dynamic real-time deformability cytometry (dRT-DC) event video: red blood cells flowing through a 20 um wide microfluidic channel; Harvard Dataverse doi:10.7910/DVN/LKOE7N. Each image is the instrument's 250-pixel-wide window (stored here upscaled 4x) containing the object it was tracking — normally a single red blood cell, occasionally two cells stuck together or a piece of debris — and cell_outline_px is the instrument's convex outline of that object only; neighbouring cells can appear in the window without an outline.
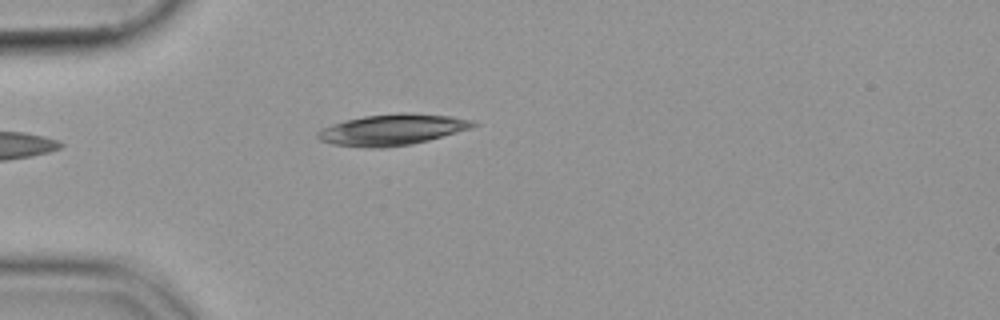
{"species": "common noctule bat (a hibernating species)", "species_latin": "Nyctalus noctula", "temperature_condition": "cold", "stored_images_in_passage": 40, "camera_frame_rate_fps": 3000, "um_per_image_px": 0.085, "animal": {"sex": "female", "body_mass_g": 19.9}, "frame": {"image": 1, "passage_image": 1, "time_ms": 0.0, "image_size_px": [1000, 320], "cell_outline_px": [[480, 124], [472, 128], [428, 140], [412, 144], [384, 148], [368, 148], [332, 144], [320, 140], [316, 136], [316, 132], [320, 128], [344, 120], [364, 116], [400, 112], [408, 112], [452, 116], [472, 120]], "centroid_in_image_um": [33.33, 11.02], "position_along_channel_um": 51.7, "area_um2": 28.44}}
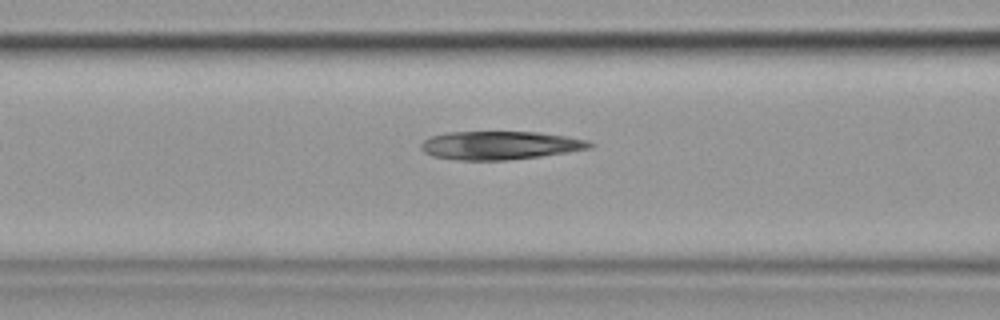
{"frame": {"image": 2, "passage_image": 8, "time_ms": 2.333, "image_size_px": [1000, 320], "cell_outline_px": [[596, 144], [592, 148], [568, 152], [540, 156], [504, 160], [460, 160], [432, 156], [424, 152], [420, 148], [420, 144], [428, 136], [448, 132], [540, 132], [568, 136], [588, 140]], "centroid_in_image_um": [42.51, 12.34], "position_along_channel_um": 124.1, "area_um2": 28.09}}
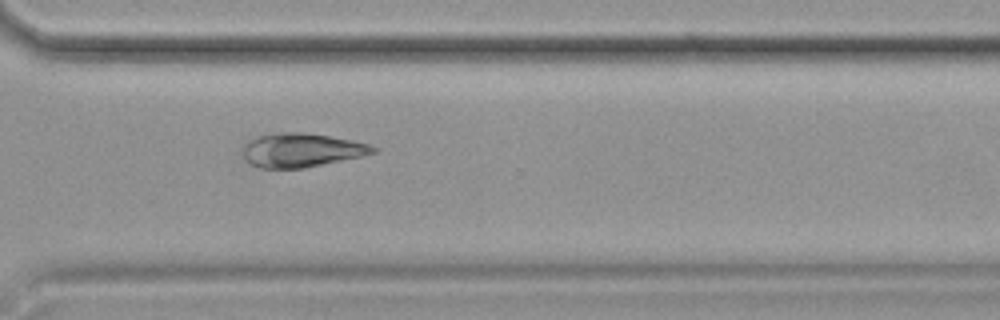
{"frame": {"image": 3, "passage_image": 26, "time_ms": 8.333, "image_size_px": [1000, 320], "cell_outline_px": [[380, 152], [304, 168], [260, 168], [248, 164], [244, 156], [244, 148], [248, 140], [256, 136], [280, 132], [304, 132], [352, 140], [368, 144], [380, 148]], "centroid_in_image_um": [25.64, 12.76], "position_along_channel_um": 345.0, "area_um2": 25.78}}